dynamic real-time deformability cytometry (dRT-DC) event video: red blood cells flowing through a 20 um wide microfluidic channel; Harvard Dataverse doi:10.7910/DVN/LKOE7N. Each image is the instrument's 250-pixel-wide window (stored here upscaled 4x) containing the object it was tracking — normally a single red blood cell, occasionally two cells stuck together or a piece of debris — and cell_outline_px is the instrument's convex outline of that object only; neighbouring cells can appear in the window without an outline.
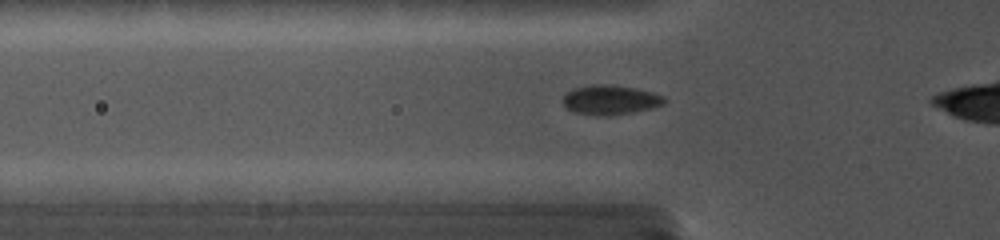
{"species": "common noctule bat (a hibernating species)", "species_latin": "Nyctalus noctula", "temperature_condition": "cold", "stored_images_in_passage": 31, "camera_frame_rate_fps": 5000, "um_per_image_px": 0.085, "animal": {"sex": "female", "body_mass_g": 19.0, "forearm_length_mm": 56.7}, "frame": {"image": 1, "passage_image": 6, "time_ms": 2.0, "image_size_px": [1000, 240], "cell_outline_px": [[668, 100], [664, 104], [652, 108], [612, 116], [600, 116], [572, 112], [564, 104], [564, 96], [572, 88], [588, 84], [612, 84], [636, 88], [652, 92], [664, 96]], "centroid_in_image_um": [51.9, 8.48], "position_along_channel_um": 73.9, "area_um2": 17.74}}
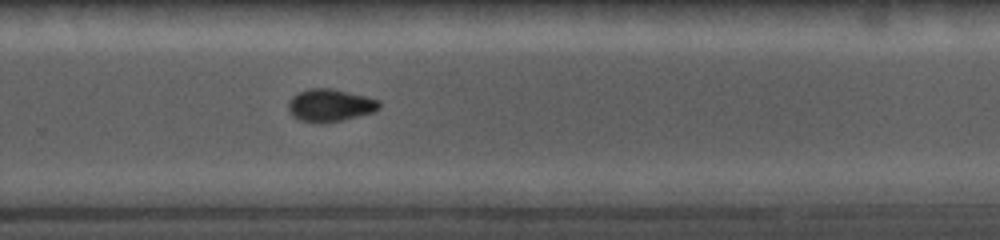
{"frame": {"image": 2, "passage_image": 19, "time_ms": 8.0, "image_size_px": [1000, 240], "cell_outline_px": [[380, 108], [372, 112], [340, 120], [300, 120], [292, 116], [288, 108], [288, 104], [292, 96], [296, 92], [308, 88], [332, 88], [380, 100]], "centroid_in_image_um": [28.04, 8.89], "position_along_channel_um": 301.8, "area_um2": 16.65}}
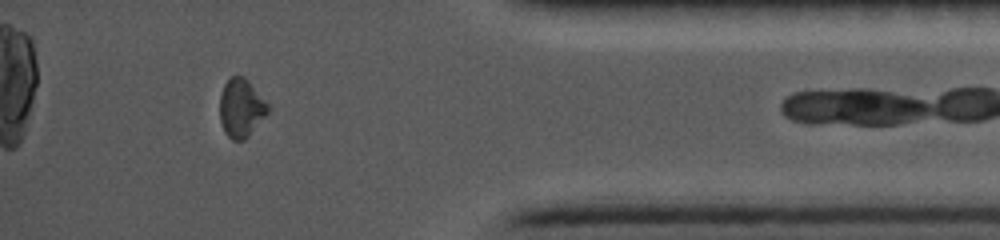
{"frame": {"image": 3, "passage_image": 27, "time_ms": 11.4, "image_size_px": [1000, 240], "cell_outline_px": [[268, 112], [248, 136], [244, 140], [232, 140], [228, 136], [220, 120], [220, 96], [224, 84], [232, 76], [244, 76], [248, 80], [268, 104]], "centroid_in_image_um": [20.48, 9.17], "position_along_channel_um": 414.7, "area_um2": 16.07}}